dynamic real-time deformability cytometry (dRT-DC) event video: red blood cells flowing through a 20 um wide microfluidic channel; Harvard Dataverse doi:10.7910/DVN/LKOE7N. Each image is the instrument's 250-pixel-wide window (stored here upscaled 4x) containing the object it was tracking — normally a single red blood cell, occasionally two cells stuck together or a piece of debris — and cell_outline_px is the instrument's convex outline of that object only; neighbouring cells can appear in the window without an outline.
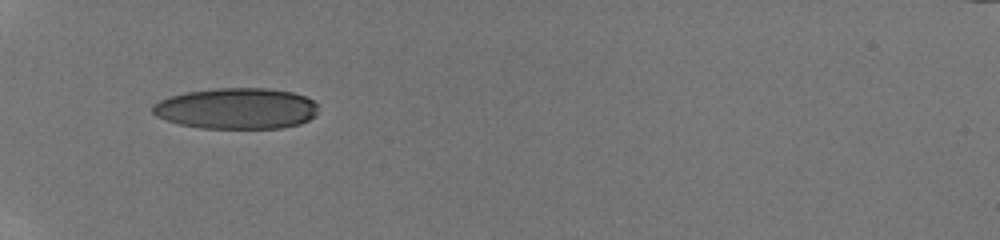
{"species": "human", "species_latin": "Homo sapiens", "temperature_condition": "room temperature", "stored_images_in_passage": 8, "camera_frame_rate_fps": 3000, "um_per_image_px": 0.085, "donor": {"sex": "male"}, "frame": {"image": 1, "passage_image": 1, "time_ms": 0.0, "image_size_px": [1000, 240], "cell_outline_px": [[316, 116], [300, 124], [280, 128], [200, 128], [180, 124], [156, 116], [152, 112], [152, 104], [168, 96], [188, 92], [216, 88], [268, 88], [292, 92], [304, 96], [312, 100], [316, 104]], "centroid_in_image_um": [20.1, 9.22], "position_along_channel_um": 64.9, "area_um2": 39.59}}
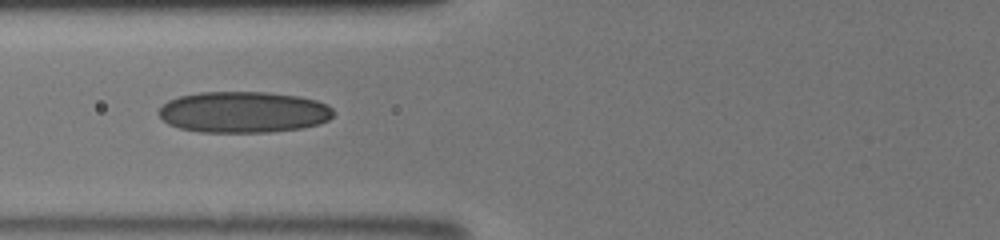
{"frame": {"image": 2, "passage_image": 4, "time_ms": 1.333, "image_size_px": [1000, 240], "cell_outline_px": [[332, 116], [328, 120], [320, 124], [300, 128], [272, 132], [200, 132], [180, 128], [168, 124], [156, 112], [168, 100], [180, 96], [200, 92], [268, 92], [300, 96], [316, 100], [328, 104], [332, 108]], "centroid_in_image_um": [20.7, 9.52], "position_along_channel_um": 105.1, "area_um2": 42.14}}
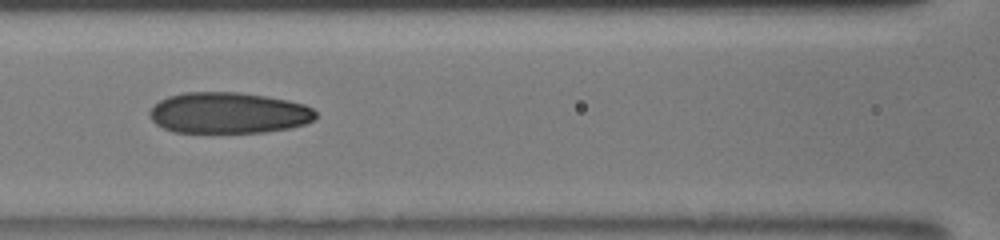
{"frame": {"image": 3, "passage_image": 6, "time_ms": 2.333, "image_size_px": [1000, 240], "cell_outline_px": [[320, 116], [316, 120], [304, 124], [288, 128], [264, 132], [172, 132], [156, 124], [152, 120], [148, 112], [160, 100], [168, 96], [184, 92], [236, 92], [264, 96], [288, 100], [304, 104], [312, 108]], "centroid_in_image_um": [19.45, 9.6], "position_along_channel_um": 147.2, "area_um2": 39.82}}